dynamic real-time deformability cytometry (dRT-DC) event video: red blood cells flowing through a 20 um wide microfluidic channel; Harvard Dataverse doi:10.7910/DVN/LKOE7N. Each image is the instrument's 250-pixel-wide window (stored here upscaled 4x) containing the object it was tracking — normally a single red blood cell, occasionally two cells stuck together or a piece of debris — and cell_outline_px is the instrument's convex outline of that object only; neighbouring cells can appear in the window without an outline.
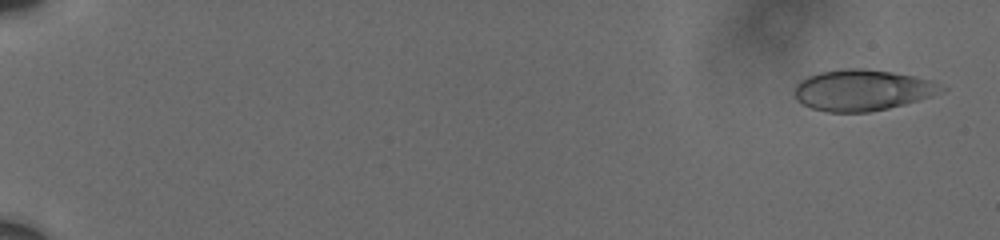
{"species": "human", "species_latin": "Homo sapiens", "temperature_condition": "cold", "stored_images_in_passage": 10, "camera_frame_rate_fps": 3000, "um_per_image_px": 0.085, "donor": {"sex": "male"}, "frame": {"image": 1, "passage_image": 1, "time_ms": 0.0, "image_size_px": [1000, 240], "cell_outline_px": [[948, 88], [932, 96], [904, 104], [872, 112], [828, 112], [812, 108], [796, 100], [796, 84], [800, 80], [808, 76], [820, 72], [844, 68], [864, 68], [892, 72], [912, 76], [928, 80]], "centroid_in_image_um": [73.28, 7.66], "position_along_channel_um": 11.7, "area_um2": 34.91}}
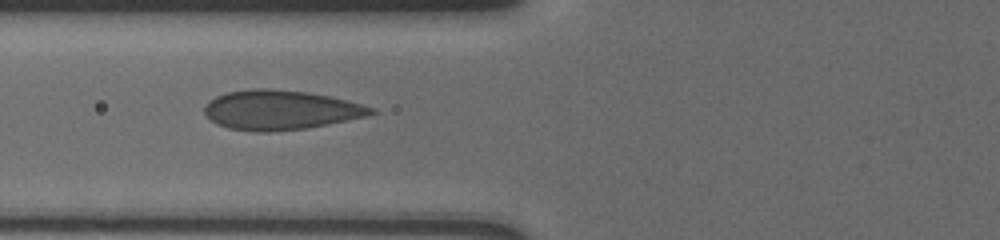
{"frame": {"image": 2, "passage_image": 8, "time_ms": 7.667, "image_size_px": [1000, 240], "cell_outline_px": [[376, 112], [368, 116], [308, 128], [268, 132], [256, 132], [228, 128], [216, 124], [204, 112], [204, 108], [208, 100], [216, 96], [228, 92], [252, 88], [268, 88], [308, 92], [328, 96], [376, 108]], "centroid_in_image_um": [23.82, 9.35], "position_along_channel_um": 102.0, "area_um2": 38.38}}
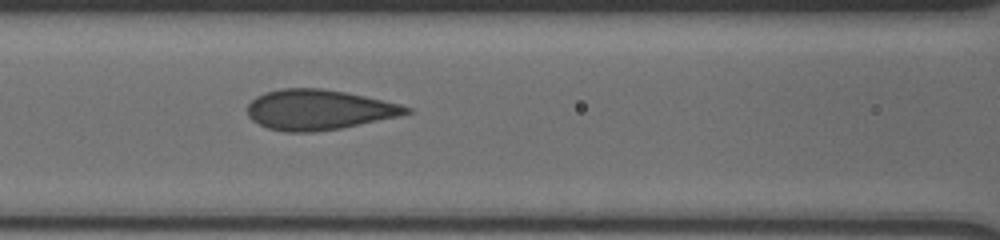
{"frame": {"image": 3, "passage_image": 9, "time_ms": 8.667, "image_size_px": [1000, 240], "cell_outline_px": [[412, 112], [400, 116], [340, 128], [312, 132], [284, 132], [268, 128], [252, 120], [248, 116], [248, 104], [256, 96], [264, 92], [280, 88], [320, 88], [344, 92], [364, 96], [400, 104], [412, 108]], "centroid_in_image_um": [27.08, 9.32], "position_along_channel_um": 139.5, "area_um2": 37.11}}